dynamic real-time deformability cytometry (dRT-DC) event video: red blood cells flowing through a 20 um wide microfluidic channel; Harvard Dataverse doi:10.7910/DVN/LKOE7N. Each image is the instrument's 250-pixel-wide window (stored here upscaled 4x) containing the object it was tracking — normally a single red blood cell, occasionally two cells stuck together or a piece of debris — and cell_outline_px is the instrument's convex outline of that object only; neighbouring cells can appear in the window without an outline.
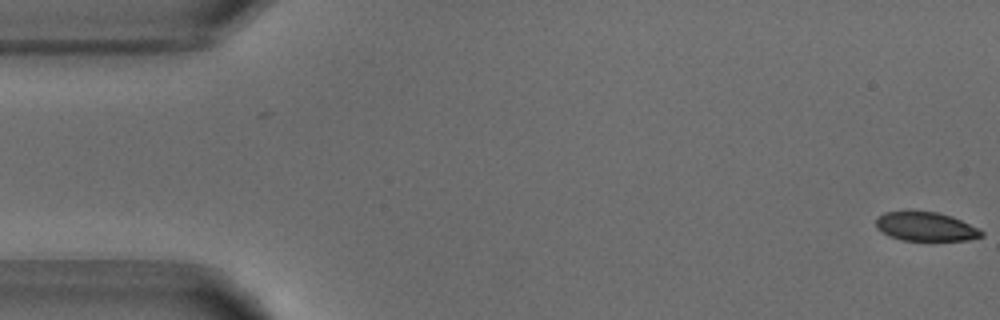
{"species": "common noctule bat (a hibernating species)", "species_latin": "Nyctalus noctula", "temperature_condition": "warm", "stored_images_in_passage": 52, "camera_frame_rate_fps": 3000, "um_per_image_px": 0.085, "animal": {"sex": "male", "body_mass_g": 18.8}, "frame": {"image": 1, "passage_image": 1, "time_ms": 0.0, "image_size_px": [1000, 320], "cell_outline_px": [[984, 236], [968, 240], [900, 240], [888, 236], [876, 228], [876, 216], [884, 212], [936, 212], [952, 216], [984, 232]], "centroid_in_image_um": [78.65, 19.27], "position_along_channel_um": 6.4, "area_um2": 17.63}}
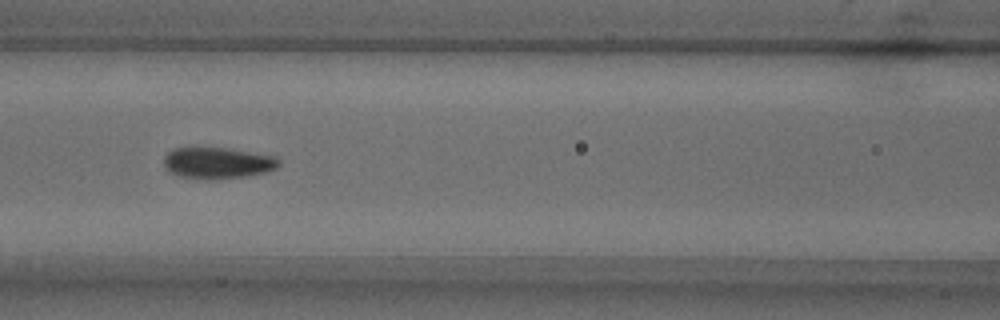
{"frame": {"image": 2, "passage_image": 22, "time_ms": 7.0, "image_size_px": [1000, 320], "cell_outline_px": [[280, 164], [276, 168], [264, 172], [248, 176], [216, 180], [208, 180], [176, 176], [168, 172], [164, 164], [164, 156], [172, 148], [228, 148], [276, 156], [280, 160]], "centroid_in_image_um": [18.48, 13.87], "position_along_channel_um": 148.1, "area_um2": 21.33}}
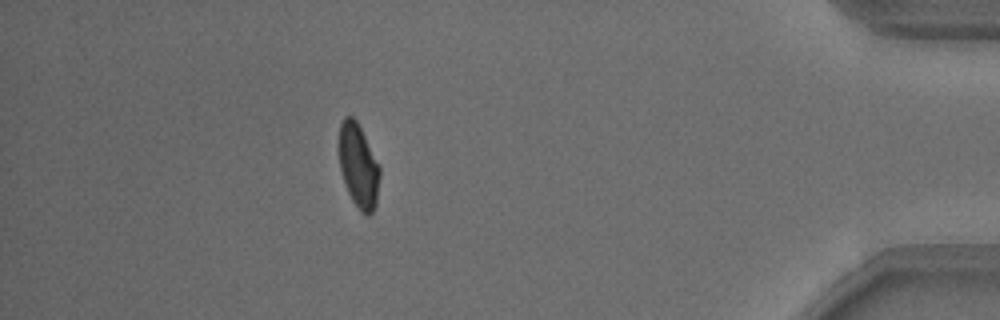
{"frame": {"image": 3, "passage_image": 46, "time_ms": 15.0, "image_size_px": [1000, 320], "cell_outline_px": [[380, 176], [376, 204], [372, 212], [368, 216], [360, 212], [352, 200], [348, 192], [340, 168], [340, 124], [344, 116], [352, 116], [356, 120], [380, 164]], "centroid_in_image_um": [30.5, 14.12], "position_along_channel_um": 404.7, "area_um2": 19.83}, "authors_computed_cell_mechanics": {"area_um2": 20.5768, "velocity_mm_per_s": 3.8724, "shape_relaxation_time_tau1_ms": 3.0341, "shape_relaxation_time_tau2_ms": null, "deformation_change_tau1": 0.1301, "deformation_change_tau2": null}}